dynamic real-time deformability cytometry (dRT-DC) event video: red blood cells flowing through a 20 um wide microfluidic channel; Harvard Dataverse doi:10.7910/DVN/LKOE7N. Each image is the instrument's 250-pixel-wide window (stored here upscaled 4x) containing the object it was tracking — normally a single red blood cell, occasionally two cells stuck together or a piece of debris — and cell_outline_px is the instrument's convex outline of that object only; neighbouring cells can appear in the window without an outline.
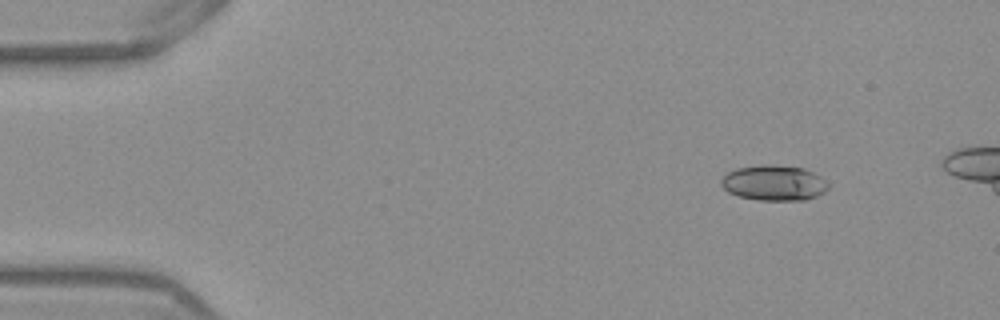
{"species": "Egyptian fruit bat (a non-hibernating species)", "species_latin": "Rousettus aegyptiacus", "temperature_condition": "warm", "stored_images_in_passage": 43, "camera_frame_rate_fps": 3000, "um_per_image_px": 0.085, "frame": {"image": 1, "passage_image": 1, "time_ms": 0.0, "image_size_px": [1000, 320], "cell_outline_px": [[832, 184], [824, 192], [816, 196], [804, 200], [760, 200], [740, 196], [728, 192], [720, 184], [720, 180], [728, 172], [736, 168], [764, 164], [772, 164], [804, 168], [820, 176]], "centroid_in_image_um": [65.81, 15.54], "position_along_channel_um": 19.2, "area_um2": 22.2}}
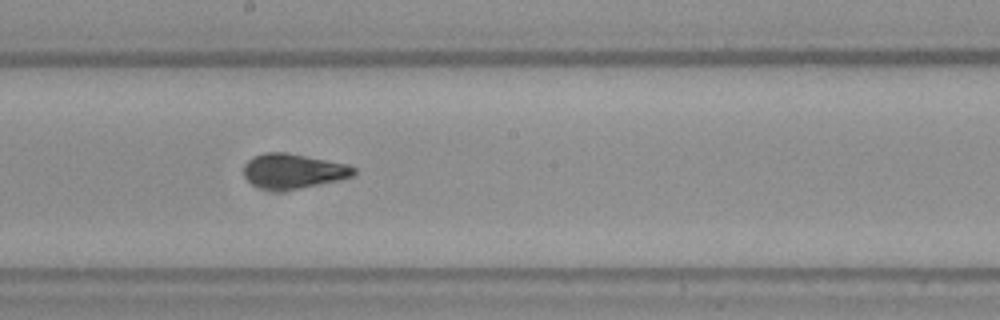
{"frame": {"image": 2, "passage_image": 24, "time_ms": 7.667, "image_size_px": [1000, 320], "cell_outline_px": [[356, 172], [352, 176], [340, 180], [300, 188], [260, 188], [252, 184], [244, 176], [244, 164], [252, 156], [268, 152], [288, 152], [348, 164], [356, 168]], "centroid_in_image_um": [24.94, 14.5], "position_along_channel_um": 223.3, "area_um2": 22.02}}
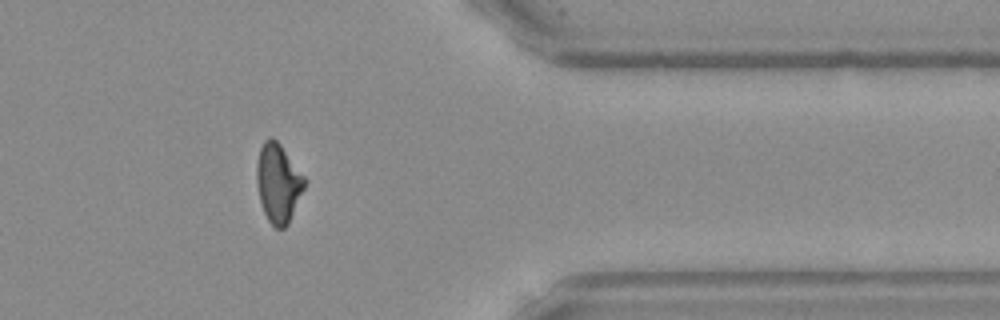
{"frame": {"image": 3, "passage_image": 38, "time_ms": 12.333, "image_size_px": [1000, 320], "cell_outline_px": [[308, 180], [288, 224], [284, 228], [276, 228], [268, 220], [264, 212], [260, 200], [256, 184], [256, 164], [260, 148], [264, 140], [268, 136], [272, 136], [280, 144]], "centroid_in_image_um": [23.65, 15.53], "position_along_channel_um": 387.8, "area_um2": 22.14}}